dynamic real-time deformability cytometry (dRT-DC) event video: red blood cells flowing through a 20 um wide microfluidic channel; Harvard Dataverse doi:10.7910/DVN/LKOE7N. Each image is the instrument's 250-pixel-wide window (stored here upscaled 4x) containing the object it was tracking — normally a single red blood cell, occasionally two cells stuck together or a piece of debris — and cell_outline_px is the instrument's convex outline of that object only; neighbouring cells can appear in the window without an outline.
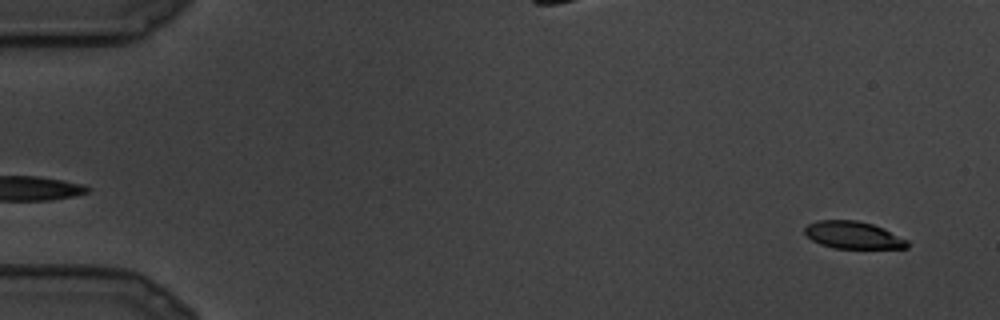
{"species": "common noctule bat (a hibernating species)", "species_latin": "Nyctalus noctula", "temperature_condition": "cold", "stored_images_in_passage": 9, "camera_frame_rate_fps": 3000, "um_per_image_px": 0.085, "animal": {"sex": "male", "body_mass_g": 19.5, "forearm_length_mm": 54.6}, "frame": {"image": 1, "passage_image": 9, "time_ms": 2.667, "image_size_px": [1000, 320], "cell_outline_px": [[908, 248], [836, 248], [820, 244], [812, 240], [804, 232], [804, 228], [808, 224], [816, 220], [856, 220], [872, 224], [884, 228], [908, 240]], "centroid_in_image_um": [72.52, 19.97], "position_along_channel_um": 12.5, "area_um2": 16.3}}